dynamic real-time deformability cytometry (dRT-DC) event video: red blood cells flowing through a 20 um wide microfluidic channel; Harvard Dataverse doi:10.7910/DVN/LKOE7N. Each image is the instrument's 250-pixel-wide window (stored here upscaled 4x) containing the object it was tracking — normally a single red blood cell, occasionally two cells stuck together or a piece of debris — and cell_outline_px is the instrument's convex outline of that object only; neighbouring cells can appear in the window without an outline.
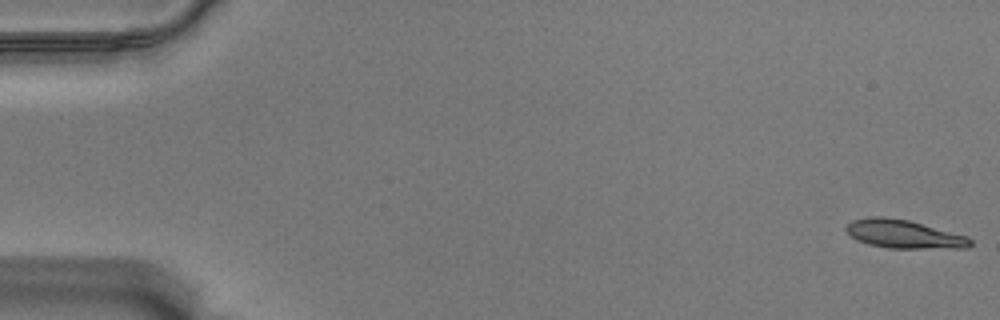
{"species": "Egyptian fruit bat (a non-hibernating species)", "species_latin": "Rousettus aegyptiacus", "temperature_condition": "warm", "stored_images_in_passage": 57, "camera_frame_rate_fps": 3000, "um_per_image_px": 0.085, "animal": {"sex": "male"}, "frame": {"image": 1, "passage_image": 1, "time_ms": 0.0, "image_size_px": [1000, 320], "cell_outline_px": [[972, 244], [968, 248], [888, 248], [868, 244], [856, 240], [844, 228], [852, 220], [868, 216], [884, 216], [908, 220], [968, 236], [972, 240]], "centroid_in_image_um": [76.83, 19.89], "position_along_channel_um": 8.2, "area_um2": 20.63}}
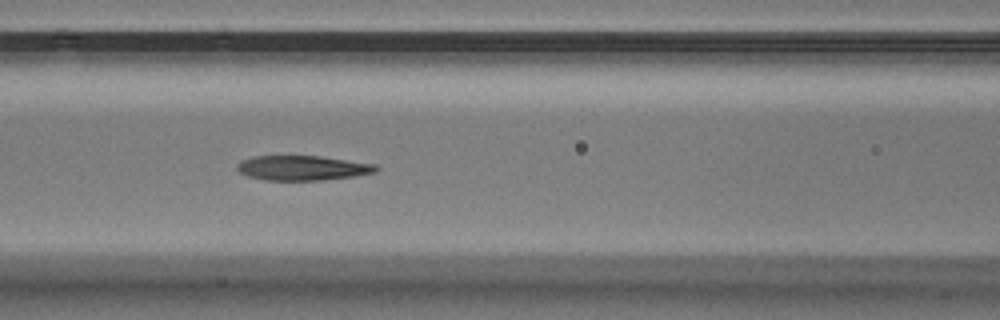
{"frame": {"image": 2, "passage_image": 25, "time_ms": 8.0, "image_size_px": [1000, 320], "cell_outline_px": [[380, 168], [376, 172], [356, 176], [324, 180], [264, 180], [248, 176], [240, 172], [236, 168], [236, 164], [240, 160], [252, 156], [320, 156], [376, 164]], "centroid_in_image_um": [25.72, 14.27], "position_along_channel_um": 140.9, "area_um2": 20.23}}
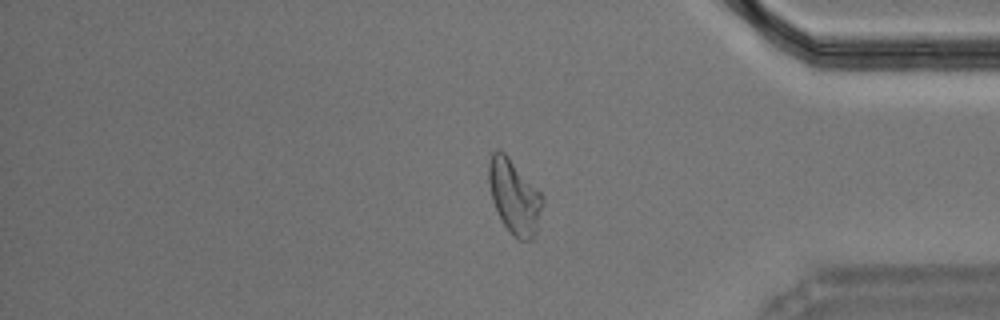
{"frame": {"image": 3, "passage_image": 48, "time_ms": 15.667, "image_size_px": [1000, 320], "cell_outline_px": [[544, 204], [532, 240], [520, 240], [504, 224], [496, 212], [492, 200], [488, 180], [488, 164], [492, 152], [496, 148], [500, 148], [508, 156], [544, 196]], "centroid_in_image_um": [43.7, 16.66], "position_along_channel_um": 391.5, "area_um2": 23.18}, "authors_computed_cell_mechanics": {"area_um2": 21.0392, "velocity_mm_per_s": 3.5338, "shape_relaxation_time_tau1_ms": null, "shape_relaxation_time_tau2_ms": 2.9799, "deformation_change_tau1": null, "deformation_change_tau2": 0.1035}}